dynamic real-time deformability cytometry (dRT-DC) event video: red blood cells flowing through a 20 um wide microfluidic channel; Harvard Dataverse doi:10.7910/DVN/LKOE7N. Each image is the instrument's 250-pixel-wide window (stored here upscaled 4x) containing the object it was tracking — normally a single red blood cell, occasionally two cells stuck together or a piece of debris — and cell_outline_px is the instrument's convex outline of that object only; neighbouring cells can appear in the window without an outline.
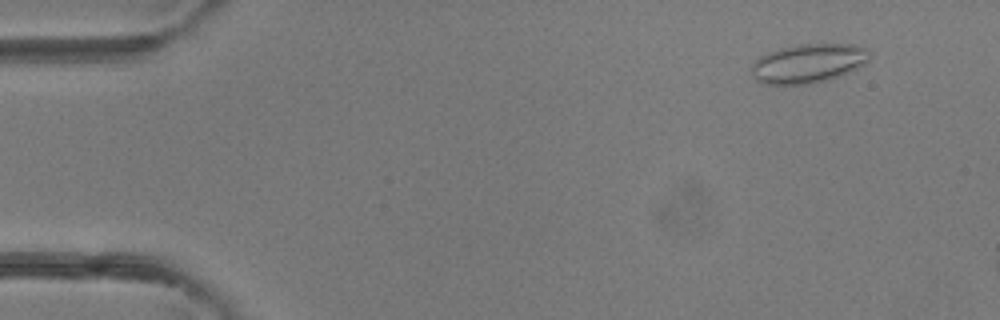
{"species": "common noctule bat (a hibernating species)", "species_latin": "Nyctalus noctula", "temperature_condition": "room temperature", "stored_images_in_passage": 4, "camera_frame_rate_fps": 3000, "um_per_image_px": 0.085, "animal": {"sex": "female"}, "frame": {"image": 1, "passage_image": 1, "time_ms": 0.0, "image_size_px": [1000, 320], "cell_outline_px": [[872, 56], [864, 64], [848, 72], [824, 80], [808, 84], [764, 84], [756, 80], [752, 76], [748, 68], [760, 56], [768, 52], [780, 48], [796, 44], [852, 44], [868, 48], [872, 52]], "centroid_in_image_um": [68.68, 5.37], "position_along_channel_um": 16.3, "area_um2": 27.05}}